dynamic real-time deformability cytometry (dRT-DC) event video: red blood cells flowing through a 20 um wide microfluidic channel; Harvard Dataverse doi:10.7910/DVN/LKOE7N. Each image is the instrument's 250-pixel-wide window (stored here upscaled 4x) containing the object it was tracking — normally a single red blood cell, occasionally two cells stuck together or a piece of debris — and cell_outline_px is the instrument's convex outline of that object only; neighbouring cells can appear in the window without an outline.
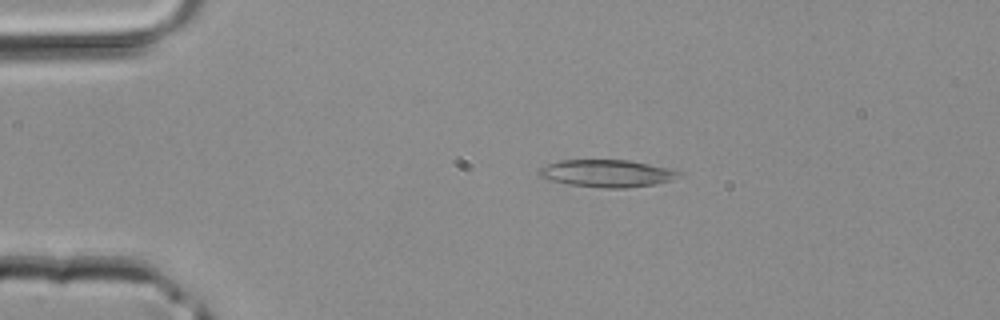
{"species": "common noctule bat (a hibernating species)", "species_latin": "Nyctalus noctula", "temperature_condition": "room temperature", "stored_images_in_passage": 41, "camera_frame_rate_fps": 3000, "um_per_image_px": 0.085, "animal": {"sex": "male", "body_mass_g": 20.4}, "frame": {"image": 1, "passage_image": 7, "time_ms": 2.0, "image_size_px": [1000, 320], "cell_outline_px": [[684, 172], [672, 180], [656, 184], [624, 188], [600, 188], [568, 184], [552, 180], [540, 176], [536, 172], [540, 168], [548, 164], [560, 160], [628, 160], [672, 168]], "centroid_in_image_um": [51.63, 14.73], "position_along_channel_um": 33.4, "area_um2": 22.37}}
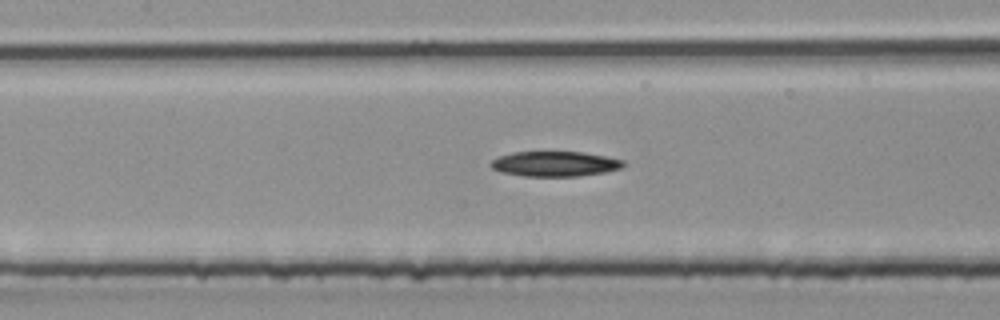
{"frame": {"image": 2, "passage_image": 18, "time_ms": 5.667, "image_size_px": [1000, 320], "cell_outline_px": [[628, 164], [620, 168], [604, 172], [580, 176], [524, 176], [500, 172], [492, 168], [488, 164], [492, 160], [500, 156], [512, 152], [584, 152], [608, 156], [624, 160]], "centroid_in_image_um": [47.19, 13.92], "position_along_channel_um": 160.2, "area_um2": 19.54}}
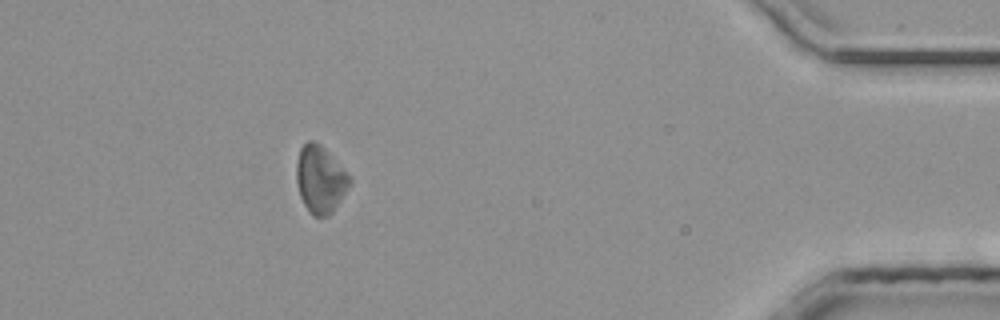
{"frame": {"image": 3, "passage_image": 37, "time_ms": 12.0, "image_size_px": [1000, 320], "cell_outline_px": [[352, 180], [340, 200], [332, 212], [328, 216], [312, 216], [304, 204], [300, 196], [296, 180], [296, 164], [300, 148], [308, 140], [312, 140], [320, 144], [352, 176]], "centroid_in_image_um": [27.22, 15.23], "position_along_channel_um": 408.0, "area_um2": 20.81}}